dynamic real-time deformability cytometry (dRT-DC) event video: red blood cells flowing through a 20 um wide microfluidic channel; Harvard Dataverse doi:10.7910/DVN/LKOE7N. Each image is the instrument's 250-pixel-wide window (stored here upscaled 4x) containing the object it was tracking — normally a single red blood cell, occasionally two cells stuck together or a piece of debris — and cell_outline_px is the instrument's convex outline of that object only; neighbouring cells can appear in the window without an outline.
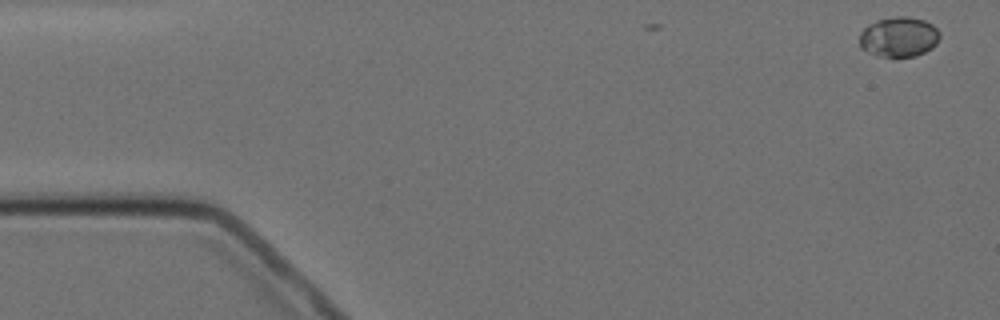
{"species": "Egyptian fruit bat (a non-hibernating species)", "species_latin": "Rousettus aegyptiacus", "temperature_condition": "cold", "stored_images_in_passage": 4, "camera_frame_rate_fps": 3000, "um_per_image_px": 0.085, "animal": {"sex": "female"}, "frame": {"image": 1, "passage_image": 1, "time_ms": 0.0, "image_size_px": [1000, 320], "cell_outline_px": [[940, 36], [936, 44], [932, 48], [916, 56], [876, 56], [860, 48], [860, 32], [868, 24], [876, 20], [892, 16], [908, 16], [924, 20], [932, 24], [940, 32]], "centroid_in_image_um": [76.39, 3.12], "position_along_channel_um": 8.6, "area_um2": 18.9}}